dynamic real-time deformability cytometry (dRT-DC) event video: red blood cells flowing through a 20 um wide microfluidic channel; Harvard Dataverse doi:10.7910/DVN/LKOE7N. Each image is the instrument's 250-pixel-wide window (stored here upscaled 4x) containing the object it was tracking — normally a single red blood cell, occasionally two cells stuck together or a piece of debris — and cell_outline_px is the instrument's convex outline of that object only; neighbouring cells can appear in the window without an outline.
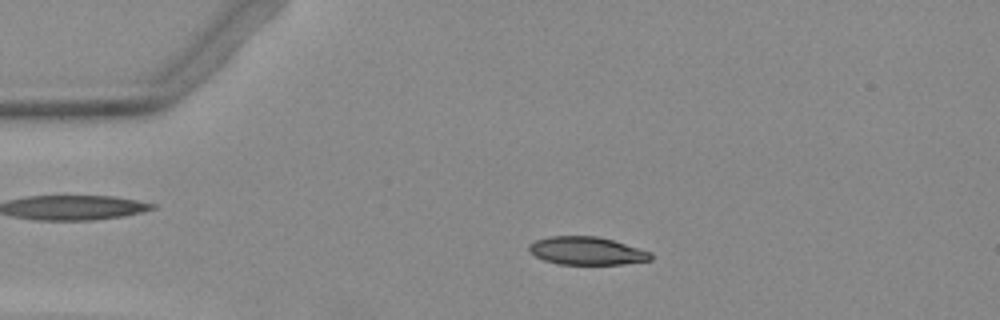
{"species": "Egyptian fruit bat (a non-hibernating species)", "species_latin": "Rousettus aegyptiacus", "temperature_condition": "warm", "stored_images_in_passage": 52, "camera_frame_rate_fps": 3000, "um_per_image_px": 0.085, "animal": {"sex": "female"}, "frame": {"image": 1, "passage_image": 10, "time_ms": 3.0, "image_size_px": [1000, 320], "cell_outline_px": [[652, 260], [620, 264], [560, 264], [544, 260], [536, 256], [528, 248], [528, 244], [536, 240], [548, 236], [596, 236], [612, 240], [652, 252]], "centroid_in_image_um": [49.87, 21.32], "position_along_channel_um": 35.1, "area_um2": 19.71}}
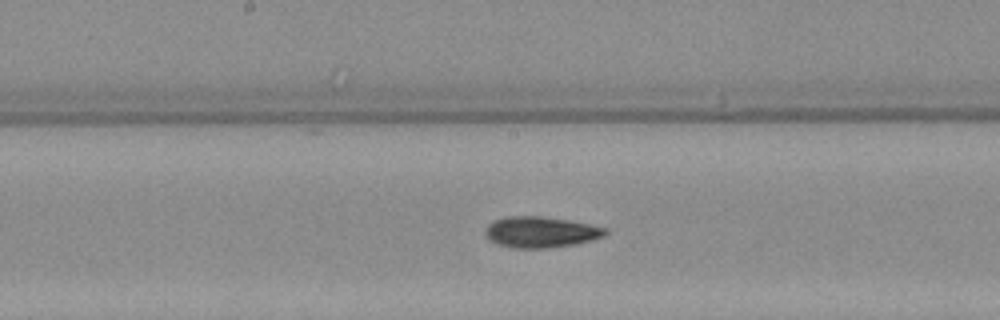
{"frame": {"image": 2, "passage_image": 26, "time_ms": 8.333, "image_size_px": [1000, 320], "cell_outline_px": [[608, 232], [604, 236], [572, 244], [548, 248], [512, 248], [496, 244], [488, 240], [484, 236], [484, 228], [488, 224], [496, 220], [508, 216], [540, 216], [588, 224], [604, 228]], "centroid_in_image_um": [45.85, 19.73], "position_along_channel_um": 202.3, "area_um2": 21.44}}
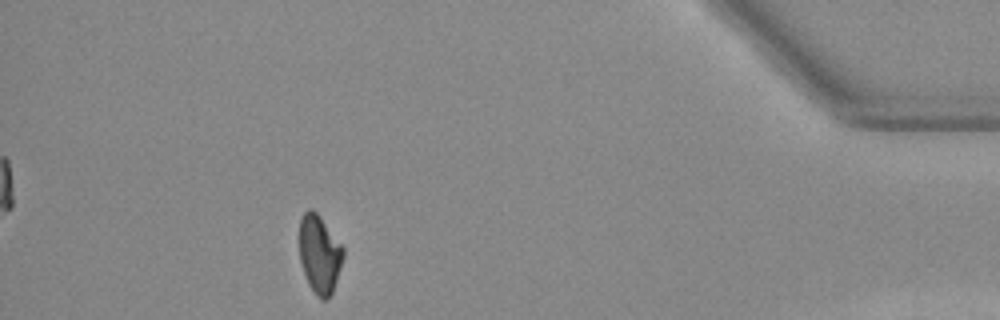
{"frame": {"image": 3, "passage_image": 46, "time_ms": 15.0, "image_size_px": [1000, 320], "cell_outline_px": [[344, 256], [332, 292], [328, 300], [320, 300], [316, 296], [308, 284], [300, 264], [300, 216], [308, 208], [312, 208], [316, 212], [344, 248]], "centroid_in_image_um": [27.14, 21.62], "position_along_channel_um": 408.1, "area_um2": 20.0}}